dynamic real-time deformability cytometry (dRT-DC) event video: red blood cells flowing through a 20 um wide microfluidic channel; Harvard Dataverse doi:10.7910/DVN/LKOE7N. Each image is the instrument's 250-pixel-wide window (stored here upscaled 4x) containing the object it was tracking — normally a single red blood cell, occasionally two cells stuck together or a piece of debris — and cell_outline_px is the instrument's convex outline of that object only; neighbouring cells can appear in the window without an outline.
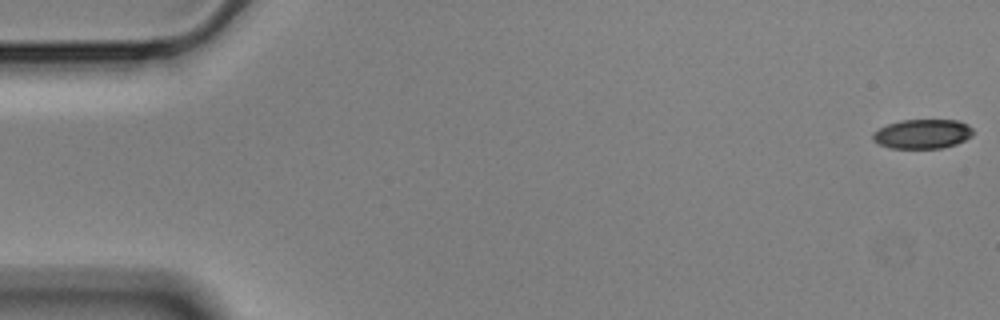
{"species": "Egyptian fruit bat (a non-hibernating species)", "species_latin": "Rousettus aegyptiacus", "temperature_condition": "cold", "stored_images_in_passage": 52, "camera_frame_rate_fps": 3000, "um_per_image_px": 0.085, "animal": {"sex": "male"}, "frame": {"image": 1, "passage_image": 1, "time_ms": 0.0, "image_size_px": [1000, 320], "cell_outline_px": [[972, 136], [956, 144], [940, 148], [888, 148], [872, 140], [872, 132], [888, 124], [900, 120], [956, 120], [968, 124], [972, 128]], "centroid_in_image_um": [78.39, 11.38], "position_along_channel_um": 6.6, "area_um2": 17.17}}
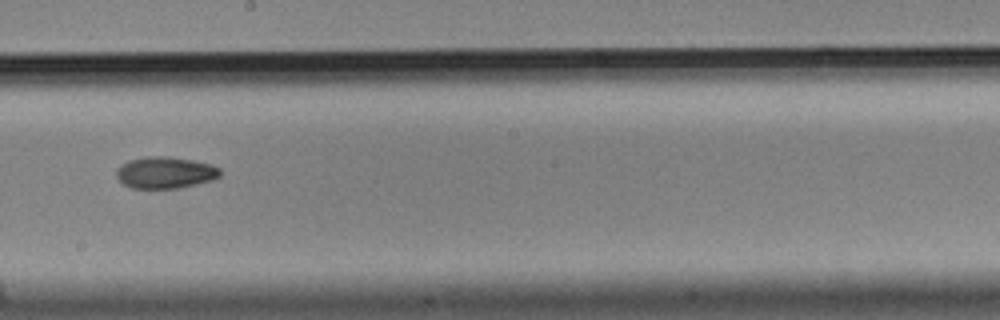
{"frame": {"image": 2, "passage_image": 32, "time_ms": 10.333, "image_size_px": [1000, 320], "cell_outline_px": [[220, 176], [212, 180], [180, 188], [132, 188], [124, 184], [116, 176], [116, 168], [120, 164], [128, 160], [148, 156], [168, 156], [192, 160], [212, 164], [220, 168]], "centroid_in_image_um": [14.03, 14.66], "position_along_channel_um": 234.2, "area_um2": 19.25}}
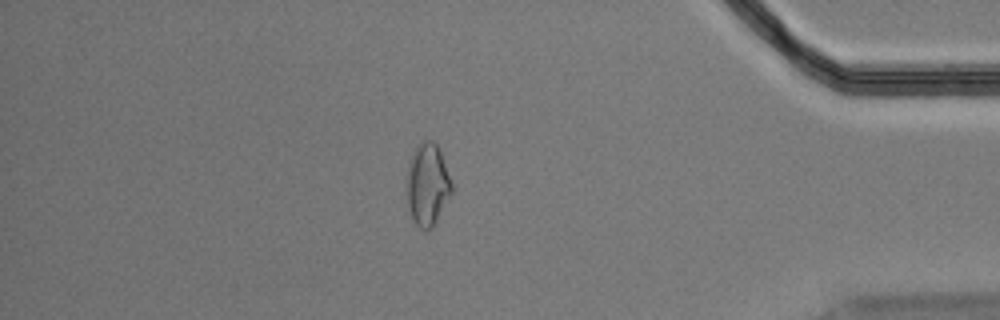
{"frame": {"image": 3, "passage_image": 49, "time_ms": 16.0, "image_size_px": [1000, 320], "cell_outline_px": [[452, 192], [432, 228], [420, 228], [412, 220], [408, 208], [408, 168], [412, 152], [416, 144], [420, 140], [432, 140], [440, 148], [452, 184]], "centroid_in_image_um": [36.34, 15.63], "position_along_channel_um": 398.9, "area_um2": 21.39}, "authors_computed_cell_mechanics": {"area_um2": 19.074, "velocity_mm_per_s": 3.5397, "shape_relaxation_time_tau1_ms": null, "shape_relaxation_time_tau2_ms": 7.9531, "deformation_change_tau1": null, "deformation_change_tau2": 0.1234}}